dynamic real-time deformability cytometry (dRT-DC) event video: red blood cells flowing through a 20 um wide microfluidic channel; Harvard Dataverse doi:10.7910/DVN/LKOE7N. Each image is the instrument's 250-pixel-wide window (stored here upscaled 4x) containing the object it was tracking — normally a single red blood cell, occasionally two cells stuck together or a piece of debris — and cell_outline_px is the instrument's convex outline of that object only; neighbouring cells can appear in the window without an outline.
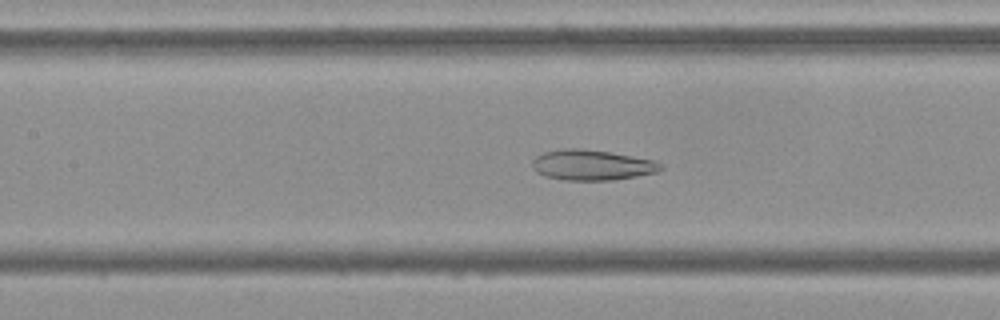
{"species": "Egyptian fruit bat (a non-hibernating species)", "species_latin": "Rousettus aegyptiacus", "temperature_condition": "cold", "stored_images_in_passage": 48, "camera_frame_rate_fps": 3000, "um_per_image_px": 0.085, "frame": {"image": 1, "passage_image": 24, "time_ms": 7.667, "image_size_px": [1000, 320], "cell_outline_px": [[664, 168], [660, 172], [612, 180], [564, 180], [544, 176], [536, 172], [532, 168], [532, 160], [536, 156], [544, 152], [560, 148], [584, 148], [656, 160]], "centroid_in_image_um": [50.3, 14.02], "position_along_channel_um": 157.1, "area_um2": 23.0}}
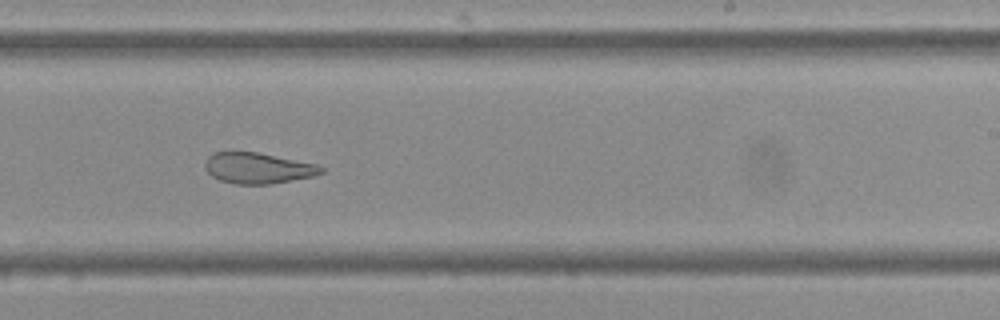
{"frame": {"image": 2, "passage_image": 33, "time_ms": 10.667, "image_size_px": [1000, 320], "cell_outline_px": [[324, 172], [312, 176], [268, 184], [236, 184], [220, 180], [212, 176], [204, 168], [204, 164], [208, 156], [212, 152], [256, 152], [316, 164], [324, 168]], "centroid_in_image_um": [21.88, 14.28], "position_along_channel_um": 267.1, "area_um2": 20.63}}
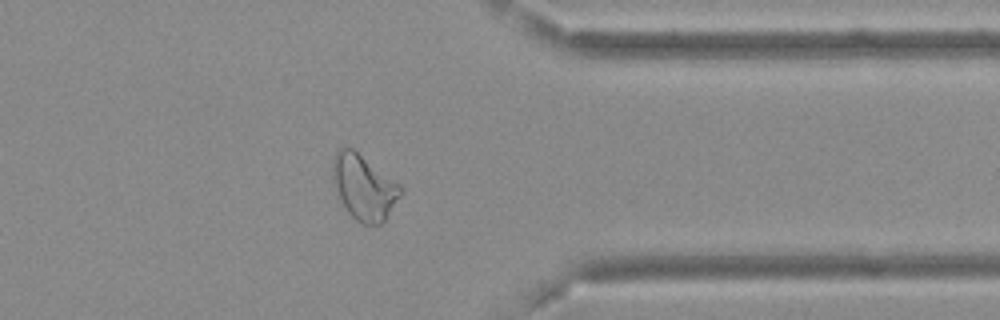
{"frame": {"image": 3, "passage_image": 43, "time_ms": 14.0, "image_size_px": [1000, 320], "cell_outline_px": [[404, 192], [384, 220], [380, 224], [364, 224], [356, 220], [336, 200], [332, 180], [332, 160], [336, 152], [344, 144], [352, 148], [400, 184], [404, 188]], "centroid_in_image_um": [30.88, 15.9], "position_along_channel_um": 380.5, "area_um2": 26.3}, "authors_computed_cell_mechanics": {"area_um2": 25.8944, "velocity_mm_per_s": 3.6772, "shape_relaxation_time_tau1_ms": null, "shape_relaxation_time_tau2_ms": 3.2266, "deformation_change_tau1": null, "deformation_change_tau2": 0.1051}}